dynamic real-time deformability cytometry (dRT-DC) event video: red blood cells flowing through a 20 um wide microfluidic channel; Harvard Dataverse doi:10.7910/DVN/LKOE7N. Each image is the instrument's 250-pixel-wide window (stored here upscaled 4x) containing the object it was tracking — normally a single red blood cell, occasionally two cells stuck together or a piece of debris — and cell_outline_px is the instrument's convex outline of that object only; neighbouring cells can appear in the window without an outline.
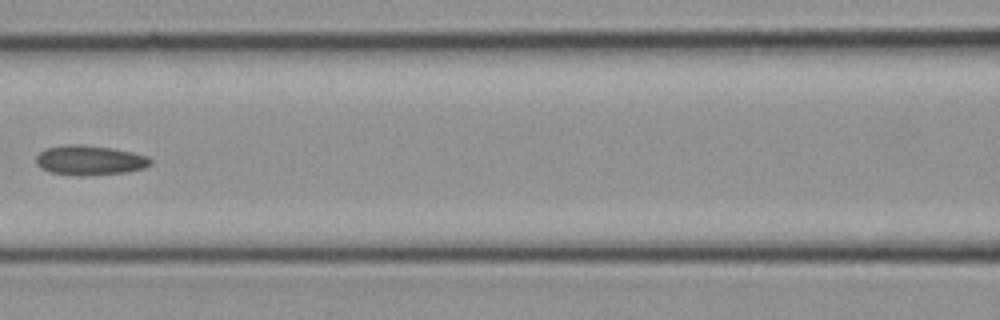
{"species": "common noctule bat (a hibernating species)", "species_latin": "Nyctalus noctula", "temperature_condition": "cold", "stored_images_in_passage": 27, "camera_frame_rate_fps": 3000, "um_per_image_px": 0.085, "animal": {"sex": "female", "body_mass_g": 21.9}, "frame": {"image": 1, "passage_image": 12, "time_ms": 3.667, "image_size_px": [1000, 320], "cell_outline_px": [[152, 164], [144, 168], [124, 172], [52, 172], [40, 168], [36, 164], [36, 156], [40, 152], [48, 148], [64, 144], [80, 144], [112, 148], [132, 152], [148, 156], [152, 160]], "centroid_in_image_um": [7.65, 13.55], "position_along_channel_um": 159.0, "area_um2": 18.73}}
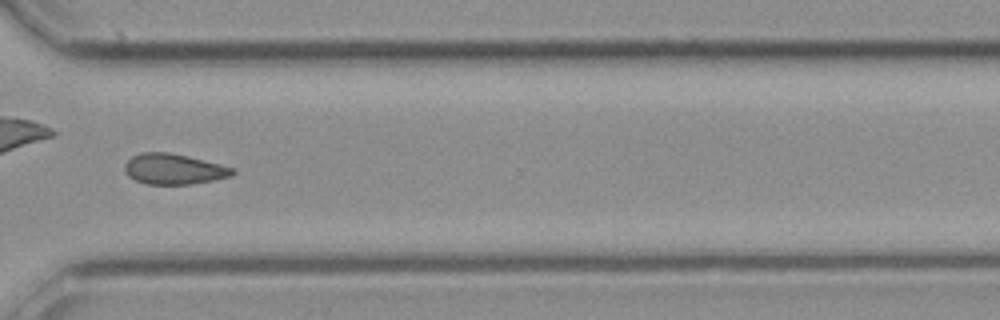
{"frame": {"image": 2, "passage_image": 20, "time_ms": 6.333, "image_size_px": [1000, 320], "cell_outline_px": [[236, 172], [232, 176], [212, 180], [188, 184], [144, 184], [128, 176], [124, 172], [124, 164], [132, 156], [140, 152], [168, 152], [188, 156], [220, 164], [232, 168]], "centroid_in_image_um": [14.73, 14.36], "position_along_channel_um": 355.9, "area_um2": 19.19}}